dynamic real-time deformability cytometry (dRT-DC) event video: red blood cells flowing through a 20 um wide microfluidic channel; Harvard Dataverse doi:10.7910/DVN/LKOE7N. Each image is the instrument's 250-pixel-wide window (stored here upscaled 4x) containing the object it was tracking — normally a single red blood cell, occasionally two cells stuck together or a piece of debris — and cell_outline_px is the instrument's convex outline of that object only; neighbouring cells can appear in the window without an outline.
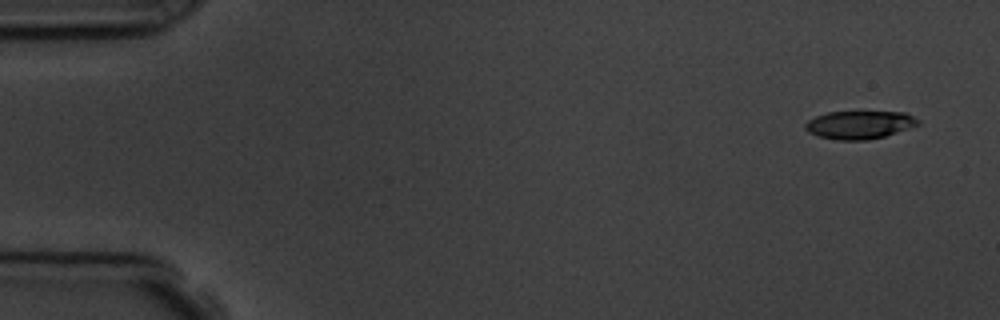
{"species": "common noctule bat (a hibernating species)", "species_latin": "Nyctalus noctula", "temperature_condition": "room temperature", "stored_images_in_passage": 4, "camera_frame_rate_fps": 3000, "um_per_image_px": 0.085, "animal": {"sex": "male", "body_mass_g": 19.5, "forearm_length_mm": 54.6}, "frame": {"image": 1, "passage_image": 1, "time_ms": 0.0, "image_size_px": [1000, 320], "cell_outline_px": [[920, 124], [884, 136], [868, 140], [836, 140], [820, 136], [808, 132], [804, 128], [804, 124], [808, 120], [816, 116], [828, 112], [904, 112], [920, 120]], "centroid_in_image_um": [73.04, 10.61], "position_along_channel_um": 12.0, "area_um2": 18.32}}
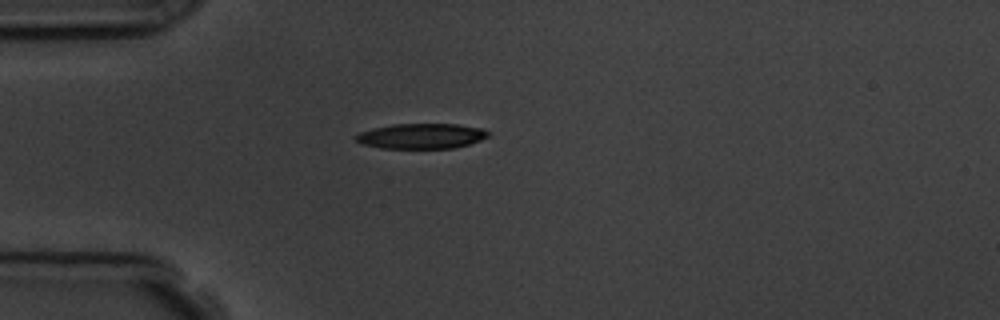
{"frame": {"image": 2, "passage_image": 4, "time_ms": 4.0, "image_size_px": [1000, 320], "cell_outline_px": [[488, 136], [480, 140], [468, 144], [452, 148], [380, 148], [360, 144], [352, 136], [360, 132], [372, 128], [392, 124], [456, 124], [484, 128], [488, 132]], "centroid_in_image_um": [35.76, 11.56], "position_along_channel_um": 49.2, "area_um2": 19.54}}